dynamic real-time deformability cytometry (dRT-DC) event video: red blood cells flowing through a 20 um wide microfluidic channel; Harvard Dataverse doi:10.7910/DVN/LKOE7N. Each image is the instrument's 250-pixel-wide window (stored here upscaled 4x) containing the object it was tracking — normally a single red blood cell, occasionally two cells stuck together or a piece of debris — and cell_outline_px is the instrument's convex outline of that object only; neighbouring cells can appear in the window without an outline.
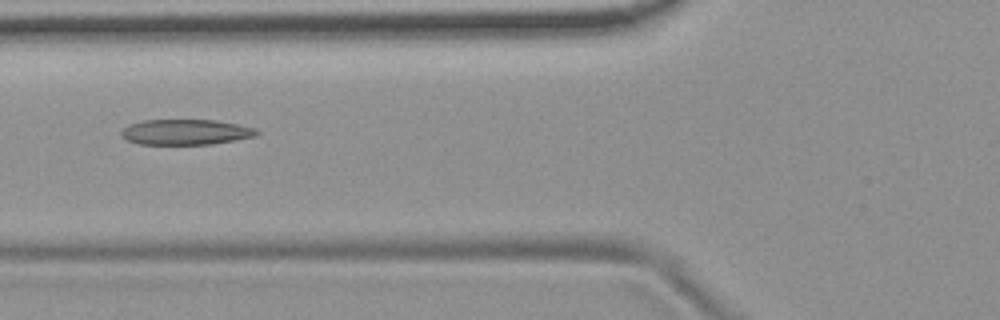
{"species": "common noctule bat (a hibernating species)", "species_latin": "Nyctalus noctula", "temperature_condition": "room temperature", "stored_images_in_passage": 6, "camera_frame_rate_fps": 3000, "um_per_image_px": 0.085, "animal": {"sex": "female", "body_mass_g": 19.9}, "frame": {"image": 1, "passage_image": 4, "time_ms": 3.667, "image_size_px": [1000, 320], "cell_outline_px": [[260, 132], [256, 136], [236, 140], [212, 144], [140, 144], [128, 140], [120, 136], [120, 132], [128, 124], [144, 120], [216, 120], [256, 128]], "centroid_in_image_um": [15.79, 11.22], "position_along_channel_um": 110.0, "area_um2": 20.11}}
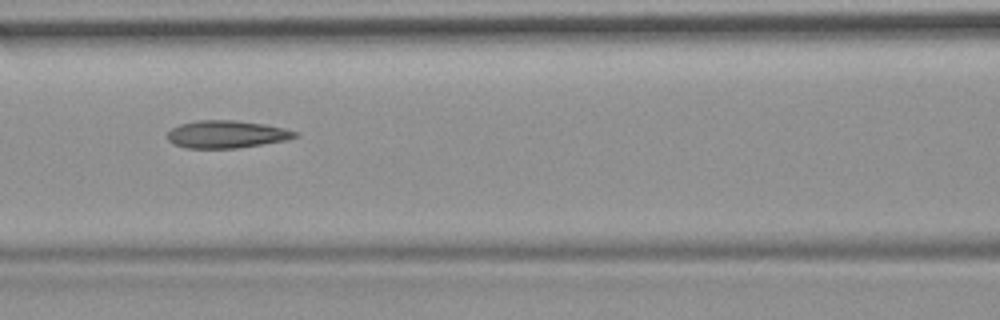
{"frame": {"image": 2, "passage_image": 5, "time_ms": 4.667, "image_size_px": [1000, 320], "cell_outline_px": [[300, 136], [288, 140], [236, 148], [184, 148], [172, 144], [168, 140], [168, 132], [172, 128], [180, 124], [196, 120], [236, 120], [264, 124], [284, 128], [300, 132]], "centroid_in_image_um": [19.28, 11.41], "position_along_channel_um": 147.3, "area_um2": 20.69}}
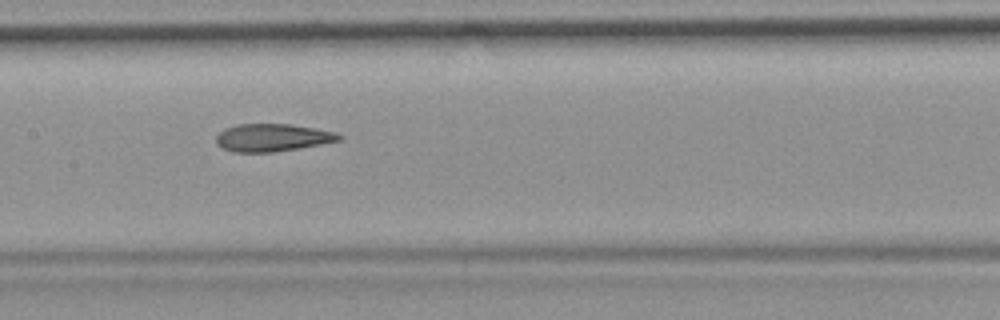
{"frame": {"image": 3, "passage_image": 6, "time_ms": 5.667, "image_size_px": [1000, 320], "cell_outline_px": [[344, 136], [340, 140], [320, 144], [272, 152], [232, 152], [216, 144], [216, 136], [224, 128], [236, 124], [288, 124], [336, 132]], "centroid_in_image_um": [23.12, 11.69], "position_along_channel_um": 184.3, "area_um2": 19.59}}